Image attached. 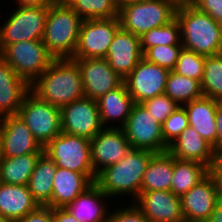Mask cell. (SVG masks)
<instances>
[{
  "label": "cell",
  "mask_w": 222,
  "mask_h": 222,
  "mask_svg": "<svg viewBox=\"0 0 222 222\" xmlns=\"http://www.w3.org/2000/svg\"><path fill=\"white\" fill-rule=\"evenodd\" d=\"M154 154L150 150L131 149L118 163L101 171L95 183L113 199V204L115 198L120 203L131 197L127 201L134 202L140 194L143 174Z\"/></svg>",
  "instance_id": "1"
},
{
  "label": "cell",
  "mask_w": 222,
  "mask_h": 222,
  "mask_svg": "<svg viewBox=\"0 0 222 222\" xmlns=\"http://www.w3.org/2000/svg\"><path fill=\"white\" fill-rule=\"evenodd\" d=\"M39 99L63 107L83 98L80 69L71 58L54 59L50 66L30 85Z\"/></svg>",
  "instance_id": "2"
},
{
  "label": "cell",
  "mask_w": 222,
  "mask_h": 222,
  "mask_svg": "<svg viewBox=\"0 0 222 222\" xmlns=\"http://www.w3.org/2000/svg\"><path fill=\"white\" fill-rule=\"evenodd\" d=\"M175 17L180 24L183 48L204 56L221 53L219 23L191 3L178 4Z\"/></svg>",
  "instance_id": "3"
},
{
  "label": "cell",
  "mask_w": 222,
  "mask_h": 222,
  "mask_svg": "<svg viewBox=\"0 0 222 222\" xmlns=\"http://www.w3.org/2000/svg\"><path fill=\"white\" fill-rule=\"evenodd\" d=\"M82 19L68 4L49 5L42 41L55 59L74 56Z\"/></svg>",
  "instance_id": "4"
},
{
  "label": "cell",
  "mask_w": 222,
  "mask_h": 222,
  "mask_svg": "<svg viewBox=\"0 0 222 222\" xmlns=\"http://www.w3.org/2000/svg\"><path fill=\"white\" fill-rule=\"evenodd\" d=\"M48 9L49 5H14L7 17L0 15V52L13 43L42 40Z\"/></svg>",
  "instance_id": "5"
},
{
  "label": "cell",
  "mask_w": 222,
  "mask_h": 222,
  "mask_svg": "<svg viewBox=\"0 0 222 222\" xmlns=\"http://www.w3.org/2000/svg\"><path fill=\"white\" fill-rule=\"evenodd\" d=\"M177 6L174 0H144L126 5L118 10L120 27L141 37L149 30L172 21Z\"/></svg>",
  "instance_id": "6"
},
{
  "label": "cell",
  "mask_w": 222,
  "mask_h": 222,
  "mask_svg": "<svg viewBox=\"0 0 222 222\" xmlns=\"http://www.w3.org/2000/svg\"><path fill=\"white\" fill-rule=\"evenodd\" d=\"M43 150L44 154L56 162L57 167L83 173L93 182L96 181L91 162L90 139L61 132Z\"/></svg>",
  "instance_id": "7"
},
{
  "label": "cell",
  "mask_w": 222,
  "mask_h": 222,
  "mask_svg": "<svg viewBox=\"0 0 222 222\" xmlns=\"http://www.w3.org/2000/svg\"><path fill=\"white\" fill-rule=\"evenodd\" d=\"M0 56L31 85L55 59L47 50L42 40L17 42L7 45Z\"/></svg>",
  "instance_id": "8"
},
{
  "label": "cell",
  "mask_w": 222,
  "mask_h": 222,
  "mask_svg": "<svg viewBox=\"0 0 222 222\" xmlns=\"http://www.w3.org/2000/svg\"><path fill=\"white\" fill-rule=\"evenodd\" d=\"M18 115L42 148L62 132L60 108L39 99L31 91L25 95Z\"/></svg>",
  "instance_id": "9"
},
{
  "label": "cell",
  "mask_w": 222,
  "mask_h": 222,
  "mask_svg": "<svg viewBox=\"0 0 222 222\" xmlns=\"http://www.w3.org/2000/svg\"><path fill=\"white\" fill-rule=\"evenodd\" d=\"M119 28L118 16L107 19L82 20L78 44L71 59L105 58Z\"/></svg>",
  "instance_id": "10"
},
{
  "label": "cell",
  "mask_w": 222,
  "mask_h": 222,
  "mask_svg": "<svg viewBox=\"0 0 222 222\" xmlns=\"http://www.w3.org/2000/svg\"><path fill=\"white\" fill-rule=\"evenodd\" d=\"M132 149L150 150L154 153L168 151L162 134V124L157 122L142 104L135 103L122 127Z\"/></svg>",
  "instance_id": "11"
},
{
  "label": "cell",
  "mask_w": 222,
  "mask_h": 222,
  "mask_svg": "<svg viewBox=\"0 0 222 222\" xmlns=\"http://www.w3.org/2000/svg\"><path fill=\"white\" fill-rule=\"evenodd\" d=\"M63 133L93 139L104 127L97 100L83 97L60 108Z\"/></svg>",
  "instance_id": "12"
},
{
  "label": "cell",
  "mask_w": 222,
  "mask_h": 222,
  "mask_svg": "<svg viewBox=\"0 0 222 222\" xmlns=\"http://www.w3.org/2000/svg\"><path fill=\"white\" fill-rule=\"evenodd\" d=\"M169 72L168 69L148 62L143 57L124 79V83L134 102L141 104L165 92Z\"/></svg>",
  "instance_id": "13"
},
{
  "label": "cell",
  "mask_w": 222,
  "mask_h": 222,
  "mask_svg": "<svg viewBox=\"0 0 222 222\" xmlns=\"http://www.w3.org/2000/svg\"><path fill=\"white\" fill-rule=\"evenodd\" d=\"M91 162L97 175L112 164L118 163L132 149L122 128L104 127L90 140Z\"/></svg>",
  "instance_id": "14"
},
{
  "label": "cell",
  "mask_w": 222,
  "mask_h": 222,
  "mask_svg": "<svg viewBox=\"0 0 222 222\" xmlns=\"http://www.w3.org/2000/svg\"><path fill=\"white\" fill-rule=\"evenodd\" d=\"M73 60L80 69L85 97L98 100L108 91L116 89L124 82L105 58Z\"/></svg>",
  "instance_id": "15"
},
{
  "label": "cell",
  "mask_w": 222,
  "mask_h": 222,
  "mask_svg": "<svg viewBox=\"0 0 222 222\" xmlns=\"http://www.w3.org/2000/svg\"><path fill=\"white\" fill-rule=\"evenodd\" d=\"M0 141L3 157L44 153L43 148L18 114L0 118Z\"/></svg>",
  "instance_id": "16"
},
{
  "label": "cell",
  "mask_w": 222,
  "mask_h": 222,
  "mask_svg": "<svg viewBox=\"0 0 222 222\" xmlns=\"http://www.w3.org/2000/svg\"><path fill=\"white\" fill-rule=\"evenodd\" d=\"M149 222H185L180 196L171 191L142 192L134 201Z\"/></svg>",
  "instance_id": "17"
},
{
  "label": "cell",
  "mask_w": 222,
  "mask_h": 222,
  "mask_svg": "<svg viewBox=\"0 0 222 222\" xmlns=\"http://www.w3.org/2000/svg\"><path fill=\"white\" fill-rule=\"evenodd\" d=\"M180 198L185 222H206L220 201L210 174Z\"/></svg>",
  "instance_id": "18"
},
{
  "label": "cell",
  "mask_w": 222,
  "mask_h": 222,
  "mask_svg": "<svg viewBox=\"0 0 222 222\" xmlns=\"http://www.w3.org/2000/svg\"><path fill=\"white\" fill-rule=\"evenodd\" d=\"M142 58L140 37L120 27L105 57L110 67L124 80Z\"/></svg>",
  "instance_id": "19"
},
{
  "label": "cell",
  "mask_w": 222,
  "mask_h": 222,
  "mask_svg": "<svg viewBox=\"0 0 222 222\" xmlns=\"http://www.w3.org/2000/svg\"><path fill=\"white\" fill-rule=\"evenodd\" d=\"M112 203L113 200L94 182L64 208L79 222H108Z\"/></svg>",
  "instance_id": "20"
},
{
  "label": "cell",
  "mask_w": 222,
  "mask_h": 222,
  "mask_svg": "<svg viewBox=\"0 0 222 222\" xmlns=\"http://www.w3.org/2000/svg\"><path fill=\"white\" fill-rule=\"evenodd\" d=\"M168 152L176 159L199 162L208 168L218 157L214 148L191 126L169 145Z\"/></svg>",
  "instance_id": "21"
},
{
  "label": "cell",
  "mask_w": 222,
  "mask_h": 222,
  "mask_svg": "<svg viewBox=\"0 0 222 222\" xmlns=\"http://www.w3.org/2000/svg\"><path fill=\"white\" fill-rule=\"evenodd\" d=\"M100 120L103 127L122 128L135 104L123 82L119 87L108 91L97 100Z\"/></svg>",
  "instance_id": "22"
},
{
  "label": "cell",
  "mask_w": 222,
  "mask_h": 222,
  "mask_svg": "<svg viewBox=\"0 0 222 222\" xmlns=\"http://www.w3.org/2000/svg\"><path fill=\"white\" fill-rule=\"evenodd\" d=\"M30 85L0 56V118L16 115Z\"/></svg>",
  "instance_id": "23"
},
{
  "label": "cell",
  "mask_w": 222,
  "mask_h": 222,
  "mask_svg": "<svg viewBox=\"0 0 222 222\" xmlns=\"http://www.w3.org/2000/svg\"><path fill=\"white\" fill-rule=\"evenodd\" d=\"M189 126L194 128L217 153L216 108L217 101L202 96L183 105Z\"/></svg>",
  "instance_id": "24"
},
{
  "label": "cell",
  "mask_w": 222,
  "mask_h": 222,
  "mask_svg": "<svg viewBox=\"0 0 222 222\" xmlns=\"http://www.w3.org/2000/svg\"><path fill=\"white\" fill-rule=\"evenodd\" d=\"M39 207L27 185H0V216L18 222Z\"/></svg>",
  "instance_id": "25"
},
{
  "label": "cell",
  "mask_w": 222,
  "mask_h": 222,
  "mask_svg": "<svg viewBox=\"0 0 222 222\" xmlns=\"http://www.w3.org/2000/svg\"><path fill=\"white\" fill-rule=\"evenodd\" d=\"M94 182L85 174L57 167L53 180L51 208L65 207Z\"/></svg>",
  "instance_id": "26"
},
{
  "label": "cell",
  "mask_w": 222,
  "mask_h": 222,
  "mask_svg": "<svg viewBox=\"0 0 222 222\" xmlns=\"http://www.w3.org/2000/svg\"><path fill=\"white\" fill-rule=\"evenodd\" d=\"M174 171V157L168 152L155 153L143 174L140 193L170 191Z\"/></svg>",
  "instance_id": "27"
},
{
  "label": "cell",
  "mask_w": 222,
  "mask_h": 222,
  "mask_svg": "<svg viewBox=\"0 0 222 222\" xmlns=\"http://www.w3.org/2000/svg\"><path fill=\"white\" fill-rule=\"evenodd\" d=\"M56 171V162L43 153L39 157L27 185L39 206H47L51 202Z\"/></svg>",
  "instance_id": "28"
},
{
  "label": "cell",
  "mask_w": 222,
  "mask_h": 222,
  "mask_svg": "<svg viewBox=\"0 0 222 222\" xmlns=\"http://www.w3.org/2000/svg\"><path fill=\"white\" fill-rule=\"evenodd\" d=\"M43 153H29L17 157H3L0 164L2 183L28 185L39 157Z\"/></svg>",
  "instance_id": "29"
},
{
  "label": "cell",
  "mask_w": 222,
  "mask_h": 222,
  "mask_svg": "<svg viewBox=\"0 0 222 222\" xmlns=\"http://www.w3.org/2000/svg\"><path fill=\"white\" fill-rule=\"evenodd\" d=\"M208 174L209 168L202 163L174 158L170 191L181 197Z\"/></svg>",
  "instance_id": "30"
},
{
  "label": "cell",
  "mask_w": 222,
  "mask_h": 222,
  "mask_svg": "<svg viewBox=\"0 0 222 222\" xmlns=\"http://www.w3.org/2000/svg\"><path fill=\"white\" fill-rule=\"evenodd\" d=\"M164 93L179 106L203 96L199 81L184 77L173 70L169 72Z\"/></svg>",
  "instance_id": "31"
},
{
  "label": "cell",
  "mask_w": 222,
  "mask_h": 222,
  "mask_svg": "<svg viewBox=\"0 0 222 222\" xmlns=\"http://www.w3.org/2000/svg\"><path fill=\"white\" fill-rule=\"evenodd\" d=\"M143 54L154 46H182L180 24L176 17L168 24L153 28L140 37Z\"/></svg>",
  "instance_id": "32"
},
{
  "label": "cell",
  "mask_w": 222,
  "mask_h": 222,
  "mask_svg": "<svg viewBox=\"0 0 222 222\" xmlns=\"http://www.w3.org/2000/svg\"><path fill=\"white\" fill-rule=\"evenodd\" d=\"M201 90L203 96L222 100V53L205 56Z\"/></svg>",
  "instance_id": "33"
},
{
  "label": "cell",
  "mask_w": 222,
  "mask_h": 222,
  "mask_svg": "<svg viewBox=\"0 0 222 222\" xmlns=\"http://www.w3.org/2000/svg\"><path fill=\"white\" fill-rule=\"evenodd\" d=\"M82 19H107L118 16L114 0H72L68 4Z\"/></svg>",
  "instance_id": "34"
},
{
  "label": "cell",
  "mask_w": 222,
  "mask_h": 222,
  "mask_svg": "<svg viewBox=\"0 0 222 222\" xmlns=\"http://www.w3.org/2000/svg\"><path fill=\"white\" fill-rule=\"evenodd\" d=\"M204 61V55L197 54L182 47L173 71L201 83L204 73Z\"/></svg>",
  "instance_id": "35"
},
{
  "label": "cell",
  "mask_w": 222,
  "mask_h": 222,
  "mask_svg": "<svg viewBox=\"0 0 222 222\" xmlns=\"http://www.w3.org/2000/svg\"><path fill=\"white\" fill-rule=\"evenodd\" d=\"M183 46H154L149 48L143 57L151 63L172 71L177 63L179 52Z\"/></svg>",
  "instance_id": "36"
},
{
  "label": "cell",
  "mask_w": 222,
  "mask_h": 222,
  "mask_svg": "<svg viewBox=\"0 0 222 222\" xmlns=\"http://www.w3.org/2000/svg\"><path fill=\"white\" fill-rule=\"evenodd\" d=\"M149 114L160 124L180 106L165 93L157 95L141 103Z\"/></svg>",
  "instance_id": "37"
},
{
  "label": "cell",
  "mask_w": 222,
  "mask_h": 222,
  "mask_svg": "<svg viewBox=\"0 0 222 222\" xmlns=\"http://www.w3.org/2000/svg\"><path fill=\"white\" fill-rule=\"evenodd\" d=\"M188 126L187 112L183 106H180L162 124L165 143L169 146Z\"/></svg>",
  "instance_id": "38"
},
{
  "label": "cell",
  "mask_w": 222,
  "mask_h": 222,
  "mask_svg": "<svg viewBox=\"0 0 222 222\" xmlns=\"http://www.w3.org/2000/svg\"><path fill=\"white\" fill-rule=\"evenodd\" d=\"M120 205L121 206L118 205V207L115 205V208L111 207L108 222H149L134 202Z\"/></svg>",
  "instance_id": "39"
},
{
  "label": "cell",
  "mask_w": 222,
  "mask_h": 222,
  "mask_svg": "<svg viewBox=\"0 0 222 222\" xmlns=\"http://www.w3.org/2000/svg\"><path fill=\"white\" fill-rule=\"evenodd\" d=\"M191 4L216 22H222V0H193Z\"/></svg>",
  "instance_id": "40"
},
{
  "label": "cell",
  "mask_w": 222,
  "mask_h": 222,
  "mask_svg": "<svg viewBox=\"0 0 222 222\" xmlns=\"http://www.w3.org/2000/svg\"><path fill=\"white\" fill-rule=\"evenodd\" d=\"M18 222H53V208L39 206L33 212L22 217Z\"/></svg>",
  "instance_id": "41"
},
{
  "label": "cell",
  "mask_w": 222,
  "mask_h": 222,
  "mask_svg": "<svg viewBox=\"0 0 222 222\" xmlns=\"http://www.w3.org/2000/svg\"><path fill=\"white\" fill-rule=\"evenodd\" d=\"M209 174L213 177L217 193L222 200V159L218 156L215 162L209 167Z\"/></svg>",
  "instance_id": "42"
},
{
  "label": "cell",
  "mask_w": 222,
  "mask_h": 222,
  "mask_svg": "<svg viewBox=\"0 0 222 222\" xmlns=\"http://www.w3.org/2000/svg\"><path fill=\"white\" fill-rule=\"evenodd\" d=\"M217 154L222 151V100L217 101L216 108Z\"/></svg>",
  "instance_id": "43"
},
{
  "label": "cell",
  "mask_w": 222,
  "mask_h": 222,
  "mask_svg": "<svg viewBox=\"0 0 222 222\" xmlns=\"http://www.w3.org/2000/svg\"><path fill=\"white\" fill-rule=\"evenodd\" d=\"M53 222H79L64 207L53 208Z\"/></svg>",
  "instance_id": "44"
},
{
  "label": "cell",
  "mask_w": 222,
  "mask_h": 222,
  "mask_svg": "<svg viewBox=\"0 0 222 222\" xmlns=\"http://www.w3.org/2000/svg\"><path fill=\"white\" fill-rule=\"evenodd\" d=\"M15 2V6H28V5H50L53 0H8V2Z\"/></svg>",
  "instance_id": "45"
},
{
  "label": "cell",
  "mask_w": 222,
  "mask_h": 222,
  "mask_svg": "<svg viewBox=\"0 0 222 222\" xmlns=\"http://www.w3.org/2000/svg\"><path fill=\"white\" fill-rule=\"evenodd\" d=\"M206 222H222V200L217 203Z\"/></svg>",
  "instance_id": "46"
},
{
  "label": "cell",
  "mask_w": 222,
  "mask_h": 222,
  "mask_svg": "<svg viewBox=\"0 0 222 222\" xmlns=\"http://www.w3.org/2000/svg\"><path fill=\"white\" fill-rule=\"evenodd\" d=\"M144 0H114L116 7L118 10L126 5L132 4V3H138Z\"/></svg>",
  "instance_id": "47"
},
{
  "label": "cell",
  "mask_w": 222,
  "mask_h": 222,
  "mask_svg": "<svg viewBox=\"0 0 222 222\" xmlns=\"http://www.w3.org/2000/svg\"><path fill=\"white\" fill-rule=\"evenodd\" d=\"M58 4H69L72 0H53Z\"/></svg>",
  "instance_id": "48"
},
{
  "label": "cell",
  "mask_w": 222,
  "mask_h": 222,
  "mask_svg": "<svg viewBox=\"0 0 222 222\" xmlns=\"http://www.w3.org/2000/svg\"><path fill=\"white\" fill-rule=\"evenodd\" d=\"M220 41H221V53H222V22L219 23Z\"/></svg>",
  "instance_id": "49"
},
{
  "label": "cell",
  "mask_w": 222,
  "mask_h": 222,
  "mask_svg": "<svg viewBox=\"0 0 222 222\" xmlns=\"http://www.w3.org/2000/svg\"><path fill=\"white\" fill-rule=\"evenodd\" d=\"M177 4L191 3L193 0H174Z\"/></svg>",
  "instance_id": "50"
},
{
  "label": "cell",
  "mask_w": 222,
  "mask_h": 222,
  "mask_svg": "<svg viewBox=\"0 0 222 222\" xmlns=\"http://www.w3.org/2000/svg\"><path fill=\"white\" fill-rule=\"evenodd\" d=\"M3 160V154H2V145H1V141H0V164Z\"/></svg>",
  "instance_id": "51"
},
{
  "label": "cell",
  "mask_w": 222,
  "mask_h": 222,
  "mask_svg": "<svg viewBox=\"0 0 222 222\" xmlns=\"http://www.w3.org/2000/svg\"><path fill=\"white\" fill-rule=\"evenodd\" d=\"M0 222H13V221L0 216Z\"/></svg>",
  "instance_id": "52"
},
{
  "label": "cell",
  "mask_w": 222,
  "mask_h": 222,
  "mask_svg": "<svg viewBox=\"0 0 222 222\" xmlns=\"http://www.w3.org/2000/svg\"><path fill=\"white\" fill-rule=\"evenodd\" d=\"M218 156L222 159V151L218 154Z\"/></svg>",
  "instance_id": "53"
},
{
  "label": "cell",
  "mask_w": 222,
  "mask_h": 222,
  "mask_svg": "<svg viewBox=\"0 0 222 222\" xmlns=\"http://www.w3.org/2000/svg\"><path fill=\"white\" fill-rule=\"evenodd\" d=\"M2 184V180H1V169H0V185Z\"/></svg>",
  "instance_id": "54"
}]
</instances>
